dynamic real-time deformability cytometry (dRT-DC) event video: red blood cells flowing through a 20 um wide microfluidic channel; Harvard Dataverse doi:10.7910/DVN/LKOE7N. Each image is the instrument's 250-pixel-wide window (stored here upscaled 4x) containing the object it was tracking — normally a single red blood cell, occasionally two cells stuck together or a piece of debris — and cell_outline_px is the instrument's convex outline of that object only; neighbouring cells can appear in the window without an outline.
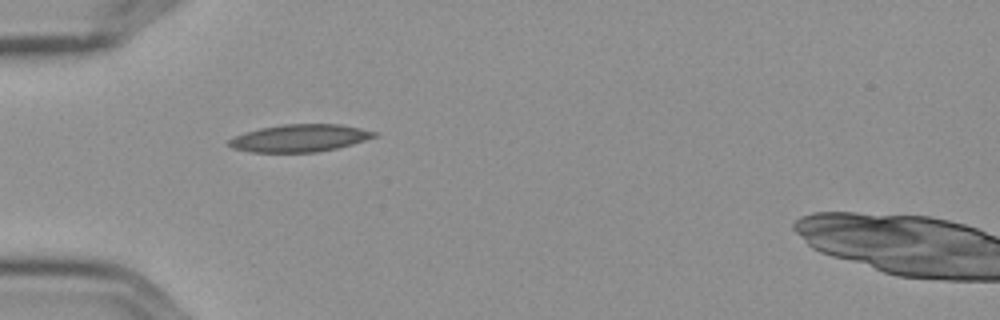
{"species": "Egyptian fruit bat (a non-hibernating species)", "species_latin": "Rousettus aegyptiacus", "temperature_condition": "cold", "stored_images_in_passage": 1, "camera_frame_rate_fps": 3000, "um_per_image_px": 0.085, "frame": {"image": 1, "passage_image": 1, "time_ms": 0.0, "image_size_px": [1000, 320], "cell_outline_px": [[376, 136], [352, 144], [336, 148], [316, 152], [248, 152], [232, 148], [228, 144], [228, 140], [244, 132], [260, 128], [284, 124], [340, 124], [360, 128], [376, 132]], "centroid_in_image_um": [25.44, 11.74], "position_along_channel_um": 59.6, "area_um2": 23.06}}